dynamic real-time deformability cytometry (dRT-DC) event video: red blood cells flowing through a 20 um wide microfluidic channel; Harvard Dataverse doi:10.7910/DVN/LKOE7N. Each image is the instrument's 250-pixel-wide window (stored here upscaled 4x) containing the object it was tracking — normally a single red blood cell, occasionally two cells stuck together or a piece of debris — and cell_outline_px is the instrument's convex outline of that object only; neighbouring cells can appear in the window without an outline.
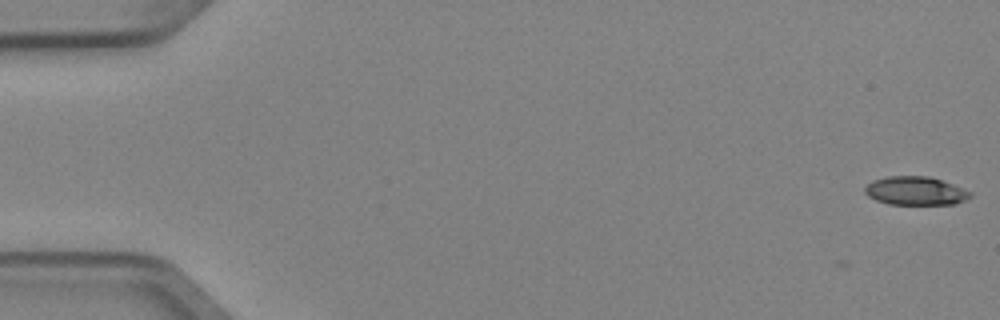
{"species": "Egyptian fruit bat (a non-hibernating species)", "species_latin": "Rousettus aegyptiacus", "temperature_condition": "cold", "stored_images_in_passage": 5, "camera_frame_rate_fps": 3000, "um_per_image_px": 0.085, "animal": {"sex": "female"}, "frame": {"image": 1, "passage_image": 1, "time_ms": 0.0, "image_size_px": [1000, 320], "cell_outline_px": [[972, 196], [956, 204], [888, 204], [876, 200], [868, 196], [864, 192], [864, 188], [872, 180], [888, 176], [928, 176], [952, 184], [972, 192]], "centroid_in_image_um": [77.8, 16.22], "position_along_channel_um": 7.2, "area_um2": 17.46}}
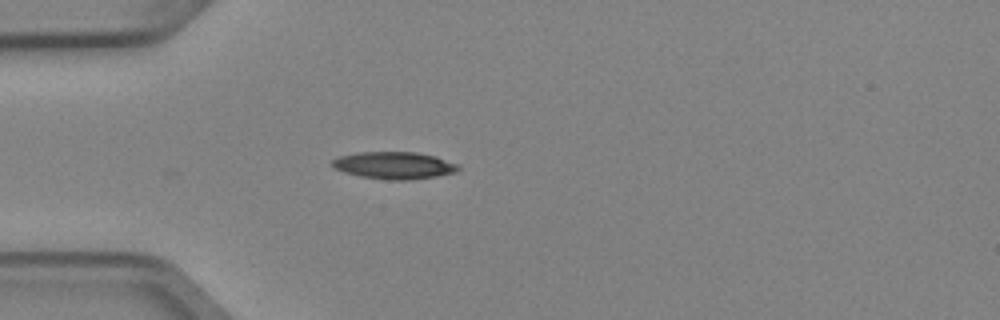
{"frame": {"image": 2, "passage_image": 5, "time_ms": 1.333, "image_size_px": [1000, 320], "cell_outline_px": [[460, 168], [456, 172], [436, 176], [408, 180], [392, 180], [360, 176], [344, 172], [332, 168], [332, 160], [340, 156], [356, 152], [416, 152], [436, 156], [460, 164]], "centroid_in_image_um": [33.52, 14.05], "position_along_channel_um": 51.5, "area_um2": 20.06}}